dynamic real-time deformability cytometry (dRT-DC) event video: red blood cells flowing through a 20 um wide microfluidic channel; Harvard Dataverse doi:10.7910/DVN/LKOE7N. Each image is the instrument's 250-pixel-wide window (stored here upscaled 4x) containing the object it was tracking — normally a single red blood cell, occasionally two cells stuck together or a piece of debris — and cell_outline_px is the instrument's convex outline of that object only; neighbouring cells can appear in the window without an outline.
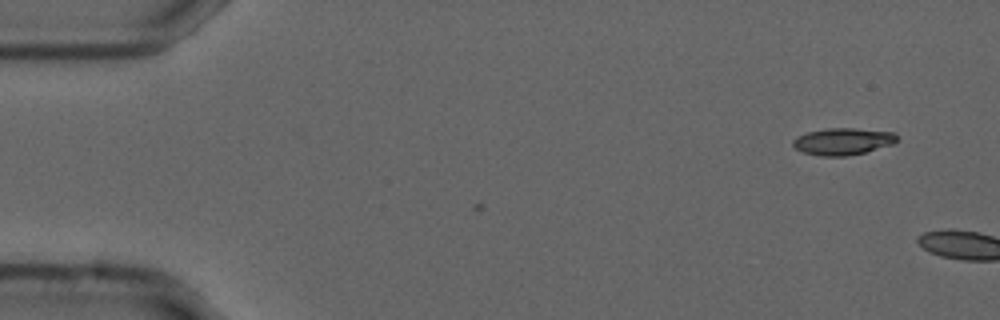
{"species": "common noctule bat (a hibernating species)", "species_latin": "Nyctalus noctula", "temperature_condition": "cold", "stored_images_in_passage": 8, "camera_frame_rate_fps": 3000, "um_per_image_px": 0.085, "animal": {"sex": "male", "forearm_length_mm": 52.5}, "frame": {"image": 1, "passage_image": 8, "time_ms": 2.333, "image_size_px": [1000, 320], "cell_outline_px": [[900, 140], [892, 144], [864, 152], [844, 156], [820, 156], [804, 152], [796, 148], [792, 144], [792, 140], [796, 136], [808, 132], [828, 128], [852, 128], [892, 132]], "centroid_in_image_um": [71.62, 12.01], "position_along_channel_um": 13.4, "area_um2": 16.13}}